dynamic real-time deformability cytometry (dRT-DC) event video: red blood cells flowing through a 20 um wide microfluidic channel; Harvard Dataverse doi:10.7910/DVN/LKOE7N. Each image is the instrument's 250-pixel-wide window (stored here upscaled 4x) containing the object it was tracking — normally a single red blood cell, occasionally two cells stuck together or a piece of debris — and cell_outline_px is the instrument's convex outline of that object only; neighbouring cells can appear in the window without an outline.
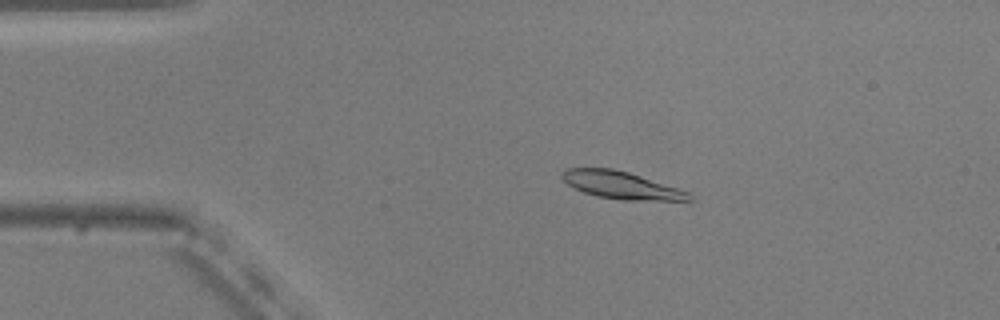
{"species": "common noctule bat (a hibernating species)", "species_latin": "Nyctalus noctula", "temperature_condition": "warm", "stored_images_in_passage": 49, "camera_frame_rate_fps": 3000, "um_per_image_px": 0.085, "animal": {"sex": "male", "body_mass_g": 20.5, "forearm_length_mm": 52.5}, "frame": {"image": 1, "passage_image": 10, "time_ms": 3.0, "image_size_px": [1000, 320], "cell_outline_px": [[692, 200], [624, 200], [596, 196], [584, 192], [568, 184], [560, 176], [560, 172], [564, 168], [612, 168], [628, 172], [688, 192], [692, 196]], "centroid_in_image_um": [52.74, 15.73], "position_along_channel_um": 32.3, "area_um2": 19.94}}
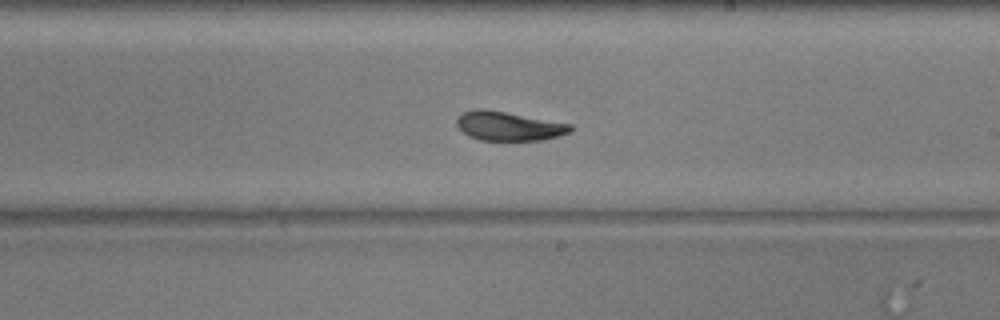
{"frame": {"image": 2, "passage_image": 31, "time_ms": 10.0, "image_size_px": [1000, 320], "cell_outline_px": [[572, 132], [560, 136], [540, 140], [480, 140], [468, 136], [456, 124], [456, 120], [464, 112], [476, 108], [484, 108], [572, 124]], "centroid_in_image_um": [43.26, 10.72], "position_along_channel_um": 245.7, "area_um2": 19.25}}
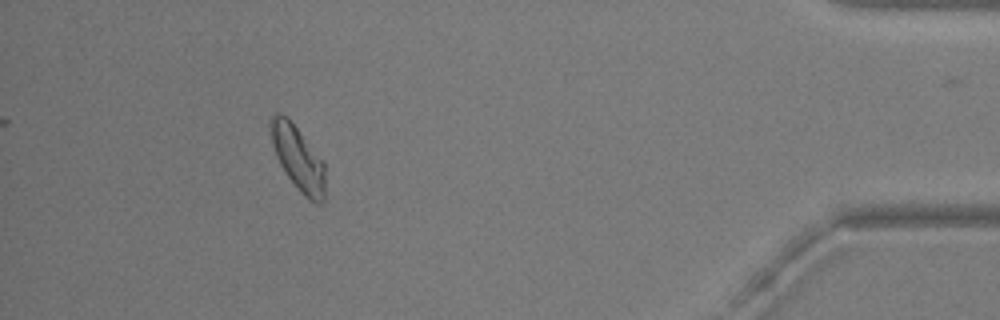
{"frame": {"image": 3, "passage_image": 49, "time_ms": 16.0, "image_size_px": [1000, 320], "cell_outline_px": [[324, 200], [320, 204], [316, 204], [308, 200], [300, 192], [288, 176], [280, 164], [276, 156], [272, 144], [268, 124], [268, 120], [276, 112], [288, 116], [324, 160]], "centroid_in_image_um": [25.32, 13.4], "position_along_channel_um": 409.9, "area_um2": 20.87}, "authors_computed_cell_mechanics": {"area_um2": 19.4786, "velocity_mm_per_s": 3.6948, "shape_relaxation_time_tau1_ms": 4.0789, "shape_relaxation_time_tau2_ms": 2.67, "deformation_change_tau1": 0.1198, "deformation_change_tau2": 0.0655}}